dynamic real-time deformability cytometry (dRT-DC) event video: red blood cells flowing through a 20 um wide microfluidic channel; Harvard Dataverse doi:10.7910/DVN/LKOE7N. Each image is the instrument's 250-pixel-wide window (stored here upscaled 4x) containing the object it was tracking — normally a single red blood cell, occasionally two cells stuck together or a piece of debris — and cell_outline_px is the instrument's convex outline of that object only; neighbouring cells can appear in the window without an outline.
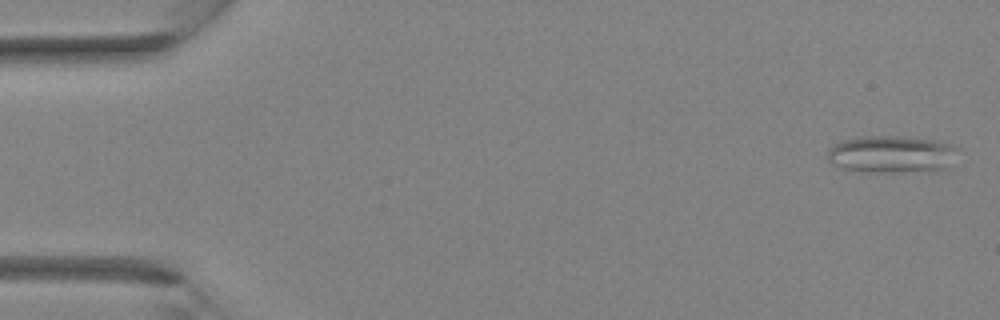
{"species": "Egyptian fruit bat (a non-hibernating species)", "species_latin": "Rousettus aegyptiacus", "temperature_condition": "room temperature", "stored_images_in_passage": 35, "camera_frame_rate_fps": 3000, "um_per_image_px": 0.085, "animal": {"sex": "female"}, "frame": {"image": 1, "passage_image": 1, "time_ms": 0.0, "image_size_px": [1000, 320], "cell_outline_px": [[960, 148], [948, 168], [936, 172], [868, 172], [844, 168], [832, 164], [828, 160], [828, 148], [844, 140], [864, 136], [900, 136], [936, 140], [952, 144]], "centroid_in_image_um": [75.87, 13.13], "position_along_channel_um": 9.1, "area_um2": 28.78}}
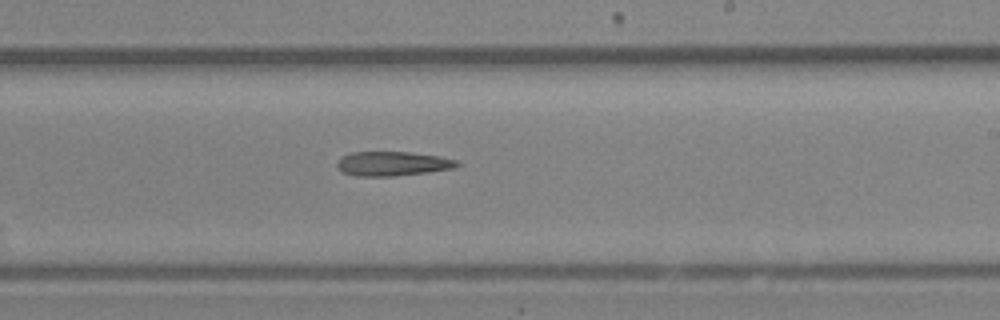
{"frame": {"image": 2, "passage_image": 21, "time_ms": 6.667, "image_size_px": [1000, 320], "cell_outline_px": [[460, 164], [452, 168], [428, 172], [392, 176], [356, 176], [344, 172], [336, 164], [344, 156], [352, 152], [408, 152], [440, 156], [456, 160]], "centroid_in_image_um": [33.39, 13.91], "position_along_channel_um": 255.6, "area_um2": 16.7}}
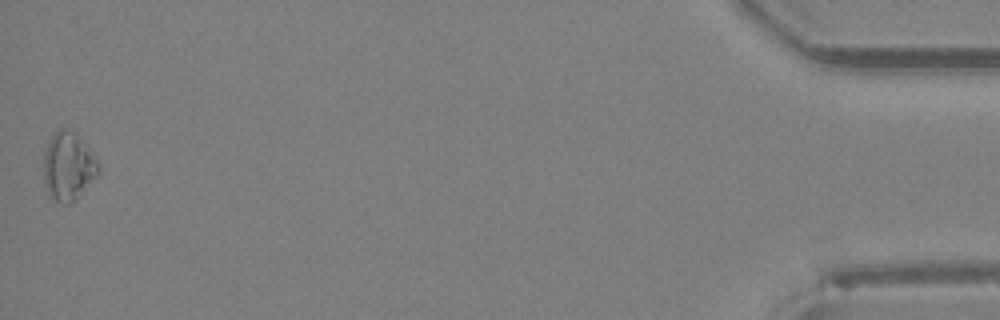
{"frame": {"image": 3, "passage_image": 35, "time_ms": 11.333, "image_size_px": [1000, 320], "cell_outline_px": [[100, 172], [68, 204], [60, 204], [52, 196], [48, 188], [44, 176], [44, 152], [52, 136], [60, 128], [64, 128], [76, 132], [80, 136], [92, 152], [100, 164]], "centroid_in_image_um": [5.83, 14.07], "position_along_channel_um": 429.4, "area_um2": 21.21}}